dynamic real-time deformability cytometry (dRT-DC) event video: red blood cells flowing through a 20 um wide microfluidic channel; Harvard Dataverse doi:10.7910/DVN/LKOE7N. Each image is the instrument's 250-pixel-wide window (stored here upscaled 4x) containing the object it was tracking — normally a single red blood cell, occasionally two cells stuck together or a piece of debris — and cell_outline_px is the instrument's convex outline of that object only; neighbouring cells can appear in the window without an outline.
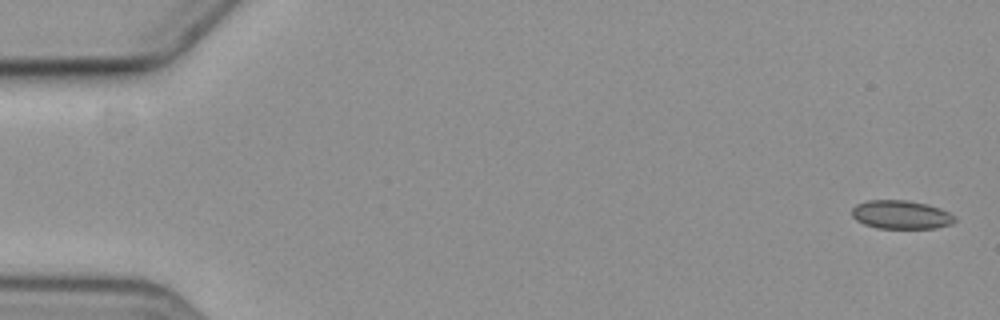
{"species": "common noctule bat (a hibernating species)", "species_latin": "Nyctalus noctula", "temperature_condition": "cold", "stored_images_in_passage": 14, "camera_frame_rate_fps": 3000, "um_per_image_px": 0.085, "animal": {"sex": "female", "body_mass_g": 19.3, "forearm_length_mm": 54.1}, "frame": {"image": 1, "passage_image": 1, "time_ms": 0.0, "image_size_px": [1000, 320], "cell_outline_px": [[956, 220], [952, 224], [936, 228], [876, 228], [864, 224], [856, 220], [852, 216], [852, 208], [856, 204], [868, 200], [904, 200], [924, 204], [948, 212], [956, 216]], "centroid_in_image_um": [76.56, 18.26], "position_along_channel_um": 8.4, "area_um2": 16.99}}
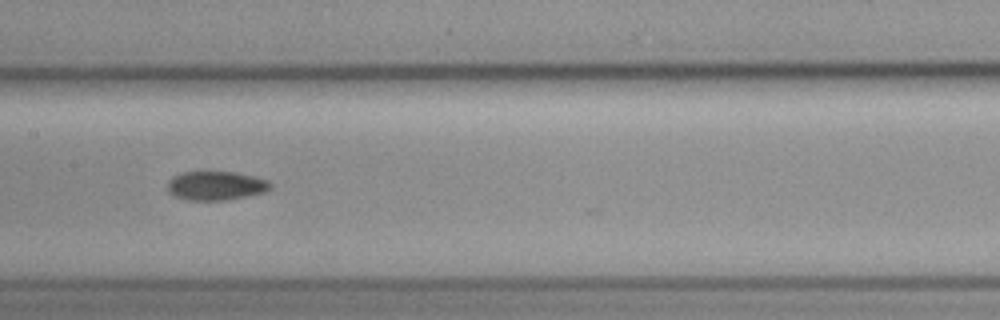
{"frame": {"image": 2, "passage_image": 8, "time_ms": 9.333, "image_size_px": [1000, 320], "cell_outline_px": [[272, 188], [264, 192], [224, 200], [188, 200], [176, 196], [168, 192], [168, 180], [172, 176], [180, 172], [232, 172], [252, 176], [268, 180], [272, 184]], "centroid_in_image_um": [18.33, 15.78], "position_along_channel_um": 189.1, "area_um2": 17.22}}
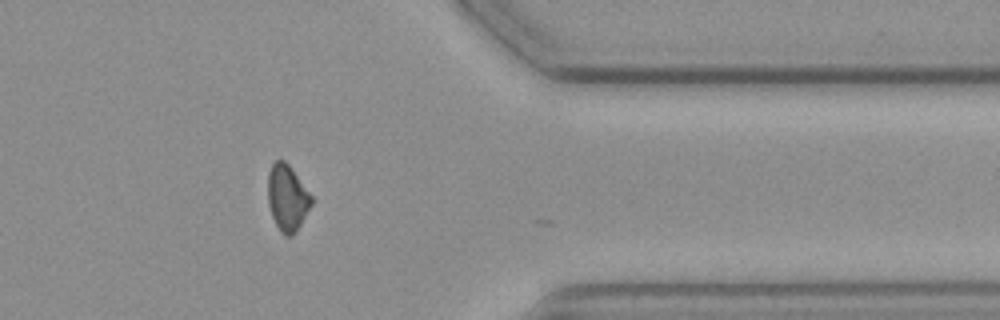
{"frame": {"image": 3, "passage_image": 13, "time_ms": 15.333, "image_size_px": [1000, 320], "cell_outline_px": [[312, 204], [300, 224], [292, 236], [284, 236], [280, 232], [272, 216], [268, 204], [268, 172], [272, 164], [276, 160], [284, 160], [288, 164], [312, 196]], "centroid_in_image_um": [24.4, 16.82], "position_along_channel_um": 387.0, "area_um2": 16.59}, "authors_computed_cell_mechanics": {"area_um2": 17.2822, "velocity_mm_per_s": 3.5921, "shape_relaxation_time_tau1_ms": null, "shape_relaxation_time_tau2_ms": 1.4182, "deformation_change_tau1": null, "deformation_change_tau2": 0.0496}}